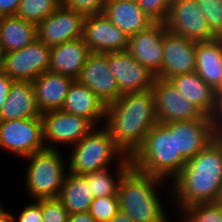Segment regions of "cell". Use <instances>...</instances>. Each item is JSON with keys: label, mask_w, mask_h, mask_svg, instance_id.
Segmentation results:
<instances>
[{"label": "cell", "mask_w": 222, "mask_h": 222, "mask_svg": "<svg viewBox=\"0 0 222 222\" xmlns=\"http://www.w3.org/2000/svg\"><path fill=\"white\" fill-rule=\"evenodd\" d=\"M170 187L174 216L190 205L220 201L222 138L217 136L204 150L187 160Z\"/></svg>", "instance_id": "obj_1"}, {"label": "cell", "mask_w": 222, "mask_h": 222, "mask_svg": "<svg viewBox=\"0 0 222 222\" xmlns=\"http://www.w3.org/2000/svg\"><path fill=\"white\" fill-rule=\"evenodd\" d=\"M157 123L152 89L123 94L106 107L104 126L128 157L142 146L145 136Z\"/></svg>", "instance_id": "obj_2"}, {"label": "cell", "mask_w": 222, "mask_h": 222, "mask_svg": "<svg viewBox=\"0 0 222 222\" xmlns=\"http://www.w3.org/2000/svg\"><path fill=\"white\" fill-rule=\"evenodd\" d=\"M118 197L120 210L134 222L174 221L170 183L161 178L131 166L120 181Z\"/></svg>", "instance_id": "obj_3"}, {"label": "cell", "mask_w": 222, "mask_h": 222, "mask_svg": "<svg viewBox=\"0 0 222 222\" xmlns=\"http://www.w3.org/2000/svg\"><path fill=\"white\" fill-rule=\"evenodd\" d=\"M131 161L132 166L139 171L169 183L186 165V160L176 150L175 132H169L159 123L147 133Z\"/></svg>", "instance_id": "obj_4"}, {"label": "cell", "mask_w": 222, "mask_h": 222, "mask_svg": "<svg viewBox=\"0 0 222 222\" xmlns=\"http://www.w3.org/2000/svg\"><path fill=\"white\" fill-rule=\"evenodd\" d=\"M64 152L63 149L45 148L22 159L26 161L22 165L26 168L23 169L22 188L27 199L58 198L68 172L67 153Z\"/></svg>", "instance_id": "obj_5"}, {"label": "cell", "mask_w": 222, "mask_h": 222, "mask_svg": "<svg viewBox=\"0 0 222 222\" xmlns=\"http://www.w3.org/2000/svg\"><path fill=\"white\" fill-rule=\"evenodd\" d=\"M66 151L68 171L78 175L116 166L126 157L104 125L95 126Z\"/></svg>", "instance_id": "obj_6"}, {"label": "cell", "mask_w": 222, "mask_h": 222, "mask_svg": "<svg viewBox=\"0 0 222 222\" xmlns=\"http://www.w3.org/2000/svg\"><path fill=\"white\" fill-rule=\"evenodd\" d=\"M42 118L0 121V150L23 159L45 149Z\"/></svg>", "instance_id": "obj_7"}, {"label": "cell", "mask_w": 222, "mask_h": 222, "mask_svg": "<svg viewBox=\"0 0 222 222\" xmlns=\"http://www.w3.org/2000/svg\"><path fill=\"white\" fill-rule=\"evenodd\" d=\"M43 141L46 148L69 149L80 142L95 126L85 117L64 112L48 111L41 115ZM59 146V147H58Z\"/></svg>", "instance_id": "obj_8"}, {"label": "cell", "mask_w": 222, "mask_h": 222, "mask_svg": "<svg viewBox=\"0 0 222 222\" xmlns=\"http://www.w3.org/2000/svg\"><path fill=\"white\" fill-rule=\"evenodd\" d=\"M165 25L168 31L195 42L217 38L195 0H172Z\"/></svg>", "instance_id": "obj_9"}, {"label": "cell", "mask_w": 222, "mask_h": 222, "mask_svg": "<svg viewBox=\"0 0 222 222\" xmlns=\"http://www.w3.org/2000/svg\"><path fill=\"white\" fill-rule=\"evenodd\" d=\"M51 47L38 38L23 49L4 54L2 71L13 80L33 81L49 70Z\"/></svg>", "instance_id": "obj_10"}, {"label": "cell", "mask_w": 222, "mask_h": 222, "mask_svg": "<svg viewBox=\"0 0 222 222\" xmlns=\"http://www.w3.org/2000/svg\"><path fill=\"white\" fill-rule=\"evenodd\" d=\"M152 93L159 124L196 120L205 115L180 94L169 80L155 77Z\"/></svg>", "instance_id": "obj_11"}, {"label": "cell", "mask_w": 222, "mask_h": 222, "mask_svg": "<svg viewBox=\"0 0 222 222\" xmlns=\"http://www.w3.org/2000/svg\"><path fill=\"white\" fill-rule=\"evenodd\" d=\"M76 80L93 91L106 107L122 96L109 68L108 53L91 52Z\"/></svg>", "instance_id": "obj_12"}, {"label": "cell", "mask_w": 222, "mask_h": 222, "mask_svg": "<svg viewBox=\"0 0 222 222\" xmlns=\"http://www.w3.org/2000/svg\"><path fill=\"white\" fill-rule=\"evenodd\" d=\"M82 38L91 52L127 51L129 36L115 26L104 13L86 16Z\"/></svg>", "instance_id": "obj_13"}, {"label": "cell", "mask_w": 222, "mask_h": 222, "mask_svg": "<svg viewBox=\"0 0 222 222\" xmlns=\"http://www.w3.org/2000/svg\"><path fill=\"white\" fill-rule=\"evenodd\" d=\"M85 17L63 5L37 25V38L49 47L82 37Z\"/></svg>", "instance_id": "obj_14"}, {"label": "cell", "mask_w": 222, "mask_h": 222, "mask_svg": "<svg viewBox=\"0 0 222 222\" xmlns=\"http://www.w3.org/2000/svg\"><path fill=\"white\" fill-rule=\"evenodd\" d=\"M162 125L169 132H175L176 150L186 161L204 150L217 137L208 115L201 119L167 122Z\"/></svg>", "instance_id": "obj_15"}, {"label": "cell", "mask_w": 222, "mask_h": 222, "mask_svg": "<svg viewBox=\"0 0 222 222\" xmlns=\"http://www.w3.org/2000/svg\"><path fill=\"white\" fill-rule=\"evenodd\" d=\"M165 23H154L129 38L128 52L155 77L161 78Z\"/></svg>", "instance_id": "obj_16"}, {"label": "cell", "mask_w": 222, "mask_h": 222, "mask_svg": "<svg viewBox=\"0 0 222 222\" xmlns=\"http://www.w3.org/2000/svg\"><path fill=\"white\" fill-rule=\"evenodd\" d=\"M108 63L122 95L152 89L155 75L128 51L108 53Z\"/></svg>", "instance_id": "obj_17"}, {"label": "cell", "mask_w": 222, "mask_h": 222, "mask_svg": "<svg viewBox=\"0 0 222 222\" xmlns=\"http://www.w3.org/2000/svg\"><path fill=\"white\" fill-rule=\"evenodd\" d=\"M197 42L167 31L164 36V55L161 79L195 72Z\"/></svg>", "instance_id": "obj_18"}, {"label": "cell", "mask_w": 222, "mask_h": 222, "mask_svg": "<svg viewBox=\"0 0 222 222\" xmlns=\"http://www.w3.org/2000/svg\"><path fill=\"white\" fill-rule=\"evenodd\" d=\"M73 81V78L50 70L32 81L37 106L42 114L62 109Z\"/></svg>", "instance_id": "obj_19"}, {"label": "cell", "mask_w": 222, "mask_h": 222, "mask_svg": "<svg viewBox=\"0 0 222 222\" xmlns=\"http://www.w3.org/2000/svg\"><path fill=\"white\" fill-rule=\"evenodd\" d=\"M32 81L13 80L0 112V121L41 118Z\"/></svg>", "instance_id": "obj_20"}, {"label": "cell", "mask_w": 222, "mask_h": 222, "mask_svg": "<svg viewBox=\"0 0 222 222\" xmlns=\"http://www.w3.org/2000/svg\"><path fill=\"white\" fill-rule=\"evenodd\" d=\"M103 13L129 38L155 23L138 5L137 0H108Z\"/></svg>", "instance_id": "obj_21"}, {"label": "cell", "mask_w": 222, "mask_h": 222, "mask_svg": "<svg viewBox=\"0 0 222 222\" xmlns=\"http://www.w3.org/2000/svg\"><path fill=\"white\" fill-rule=\"evenodd\" d=\"M61 110L85 117L94 126L104 125L106 106L93 91L77 80L70 86Z\"/></svg>", "instance_id": "obj_22"}, {"label": "cell", "mask_w": 222, "mask_h": 222, "mask_svg": "<svg viewBox=\"0 0 222 222\" xmlns=\"http://www.w3.org/2000/svg\"><path fill=\"white\" fill-rule=\"evenodd\" d=\"M90 53L82 37L53 46L49 70L76 80Z\"/></svg>", "instance_id": "obj_23"}, {"label": "cell", "mask_w": 222, "mask_h": 222, "mask_svg": "<svg viewBox=\"0 0 222 222\" xmlns=\"http://www.w3.org/2000/svg\"><path fill=\"white\" fill-rule=\"evenodd\" d=\"M195 72L214 90L222 79V37L197 42Z\"/></svg>", "instance_id": "obj_24"}, {"label": "cell", "mask_w": 222, "mask_h": 222, "mask_svg": "<svg viewBox=\"0 0 222 222\" xmlns=\"http://www.w3.org/2000/svg\"><path fill=\"white\" fill-rule=\"evenodd\" d=\"M175 89L205 115H210L215 102V90L196 73H186L168 79Z\"/></svg>", "instance_id": "obj_25"}, {"label": "cell", "mask_w": 222, "mask_h": 222, "mask_svg": "<svg viewBox=\"0 0 222 222\" xmlns=\"http://www.w3.org/2000/svg\"><path fill=\"white\" fill-rule=\"evenodd\" d=\"M36 39V24L17 16L0 18V48L4 54L23 49Z\"/></svg>", "instance_id": "obj_26"}, {"label": "cell", "mask_w": 222, "mask_h": 222, "mask_svg": "<svg viewBox=\"0 0 222 222\" xmlns=\"http://www.w3.org/2000/svg\"><path fill=\"white\" fill-rule=\"evenodd\" d=\"M58 199L69 214H75L89 211L94 197L87 179L68 171Z\"/></svg>", "instance_id": "obj_27"}, {"label": "cell", "mask_w": 222, "mask_h": 222, "mask_svg": "<svg viewBox=\"0 0 222 222\" xmlns=\"http://www.w3.org/2000/svg\"><path fill=\"white\" fill-rule=\"evenodd\" d=\"M132 166L131 157L126 156L118 165L83 174L90 183L94 198L118 195L120 181Z\"/></svg>", "instance_id": "obj_28"}, {"label": "cell", "mask_w": 222, "mask_h": 222, "mask_svg": "<svg viewBox=\"0 0 222 222\" xmlns=\"http://www.w3.org/2000/svg\"><path fill=\"white\" fill-rule=\"evenodd\" d=\"M175 219L176 222H222V201L190 205L182 209Z\"/></svg>", "instance_id": "obj_29"}, {"label": "cell", "mask_w": 222, "mask_h": 222, "mask_svg": "<svg viewBox=\"0 0 222 222\" xmlns=\"http://www.w3.org/2000/svg\"><path fill=\"white\" fill-rule=\"evenodd\" d=\"M61 5V0H21L16 16L38 25Z\"/></svg>", "instance_id": "obj_30"}, {"label": "cell", "mask_w": 222, "mask_h": 222, "mask_svg": "<svg viewBox=\"0 0 222 222\" xmlns=\"http://www.w3.org/2000/svg\"><path fill=\"white\" fill-rule=\"evenodd\" d=\"M119 211L118 195L94 198L89 209L96 222H109Z\"/></svg>", "instance_id": "obj_31"}, {"label": "cell", "mask_w": 222, "mask_h": 222, "mask_svg": "<svg viewBox=\"0 0 222 222\" xmlns=\"http://www.w3.org/2000/svg\"><path fill=\"white\" fill-rule=\"evenodd\" d=\"M200 6L210 30L222 37V0H195Z\"/></svg>", "instance_id": "obj_32"}, {"label": "cell", "mask_w": 222, "mask_h": 222, "mask_svg": "<svg viewBox=\"0 0 222 222\" xmlns=\"http://www.w3.org/2000/svg\"><path fill=\"white\" fill-rule=\"evenodd\" d=\"M172 0H137L142 10L155 22L165 23Z\"/></svg>", "instance_id": "obj_33"}, {"label": "cell", "mask_w": 222, "mask_h": 222, "mask_svg": "<svg viewBox=\"0 0 222 222\" xmlns=\"http://www.w3.org/2000/svg\"><path fill=\"white\" fill-rule=\"evenodd\" d=\"M108 0H61V5L84 17L101 14Z\"/></svg>", "instance_id": "obj_34"}, {"label": "cell", "mask_w": 222, "mask_h": 222, "mask_svg": "<svg viewBox=\"0 0 222 222\" xmlns=\"http://www.w3.org/2000/svg\"><path fill=\"white\" fill-rule=\"evenodd\" d=\"M43 222H67L69 213L58 198L41 199Z\"/></svg>", "instance_id": "obj_35"}, {"label": "cell", "mask_w": 222, "mask_h": 222, "mask_svg": "<svg viewBox=\"0 0 222 222\" xmlns=\"http://www.w3.org/2000/svg\"><path fill=\"white\" fill-rule=\"evenodd\" d=\"M27 204V205H25ZM19 212L13 213L15 222H43L41 199L25 203Z\"/></svg>", "instance_id": "obj_36"}, {"label": "cell", "mask_w": 222, "mask_h": 222, "mask_svg": "<svg viewBox=\"0 0 222 222\" xmlns=\"http://www.w3.org/2000/svg\"><path fill=\"white\" fill-rule=\"evenodd\" d=\"M209 118L214 133L220 136L222 134V91H215L214 108Z\"/></svg>", "instance_id": "obj_37"}, {"label": "cell", "mask_w": 222, "mask_h": 222, "mask_svg": "<svg viewBox=\"0 0 222 222\" xmlns=\"http://www.w3.org/2000/svg\"><path fill=\"white\" fill-rule=\"evenodd\" d=\"M21 0H0V18L16 16Z\"/></svg>", "instance_id": "obj_38"}, {"label": "cell", "mask_w": 222, "mask_h": 222, "mask_svg": "<svg viewBox=\"0 0 222 222\" xmlns=\"http://www.w3.org/2000/svg\"><path fill=\"white\" fill-rule=\"evenodd\" d=\"M13 82L8 75H6L2 70L0 71V112L2 106L4 105L7 95L9 94L10 86Z\"/></svg>", "instance_id": "obj_39"}, {"label": "cell", "mask_w": 222, "mask_h": 222, "mask_svg": "<svg viewBox=\"0 0 222 222\" xmlns=\"http://www.w3.org/2000/svg\"><path fill=\"white\" fill-rule=\"evenodd\" d=\"M67 222H96L89 211L69 214Z\"/></svg>", "instance_id": "obj_40"}, {"label": "cell", "mask_w": 222, "mask_h": 222, "mask_svg": "<svg viewBox=\"0 0 222 222\" xmlns=\"http://www.w3.org/2000/svg\"><path fill=\"white\" fill-rule=\"evenodd\" d=\"M1 202L2 200L0 199V222H15L13 212L7 209L8 205L5 207Z\"/></svg>", "instance_id": "obj_41"}, {"label": "cell", "mask_w": 222, "mask_h": 222, "mask_svg": "<svg viewBox=\"0 0 222 222\" xmlns=\"http://www.w3.org/2000/svg\"><path fill=\"white\" fill-rule=\"evenodd\" d=\"M109 222H134L126 213L121 210Z\"/></svg>", "instance_id": "obj_42"}, {"label": "cell", "mask_w": 222, "mask_h": 222, "mask_svg": "<svg viewBox=\"0 0 222 222\" xmlns=\"http://www.w3.org/2000/svg\"><path fill=\"white\" fill-rule=\"evenodd\" d=\"M3 61H4V53H3L2 49L0 48V71L3 68Z\"/></svg>", "instance_id": "obj_43"}, {"label": "cell", "mask_w": 222, "mask_h": 222, "mask_svg": "<svg viewBox=\"0 0 222 222\" xmlns=\"http://www.w3.org/2000/svg\"><path fill=\"white\" fill-rule=\"evenodd\" d=\"M215 91H222V79L219 86L215 89Z\"/></svg>", "instance_id": "obj_44"}]
</instances>
